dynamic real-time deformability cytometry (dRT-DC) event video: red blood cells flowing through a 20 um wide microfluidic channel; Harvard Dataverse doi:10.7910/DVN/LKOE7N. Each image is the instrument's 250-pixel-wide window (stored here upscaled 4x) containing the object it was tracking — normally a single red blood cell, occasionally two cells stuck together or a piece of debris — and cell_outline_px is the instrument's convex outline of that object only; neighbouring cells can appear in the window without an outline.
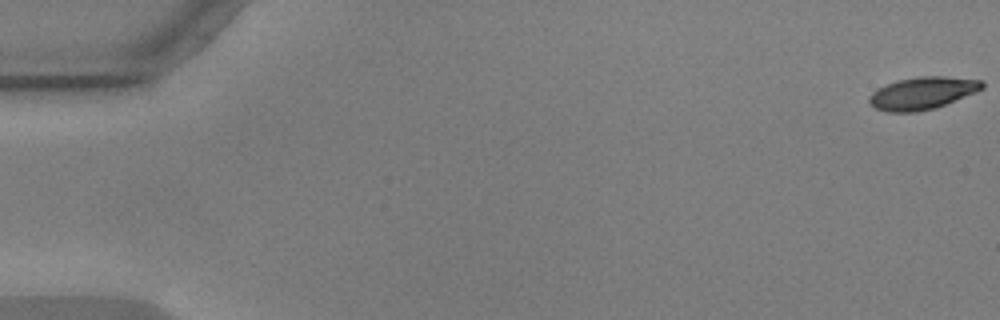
{"species": "common noctule bat (a hibernating species)", "species_latin": "Nyctalus noctula", "temperature_condition": "warm", "stored_images_in_passage": 57, "camera_frame_rate_fps": 3000, "um_per_image_px": 0.085, "animal": {"sex": "male", "body_mass_g": 17.9, "forearm_length_mm": 54.2}, "frame": {"image": 1, "passage_image": 1, "time_ms": 0.0, "image_size_px": [1000, 320], "cell_outline_px": [[984, 88], [976, 92], [936, 108], [916, 112], [888, 112], [876, 108], [868, 104], [868, 96], [876, 88], [896, 80], [916, 76], [944, 76], [984, 80]], "centroid_in_image_um": [78.38, 7.91], "position_along_channel_um": 6.6, "area_um2": 21.68}}
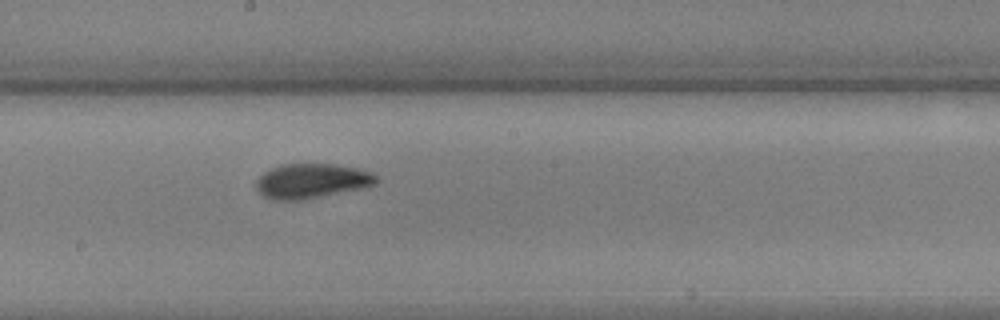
{"frame": {"image": 2, "passage_image": 32, "time_ms": 10.333, "image_size_px": [1000, 320], "cell_outline_px": [[380, 180], [376, 184], [364, 188], [304, 200], [272, 200], [264, 196], [256, 188], [256, 180], [264, 172], [280, 164], [332, 164], [356, 168], [372, 172]], "centroid_in_image_um": [26.51, 15.39], "position_along_channel_um": 221.7, "area_um2": 24.45}}
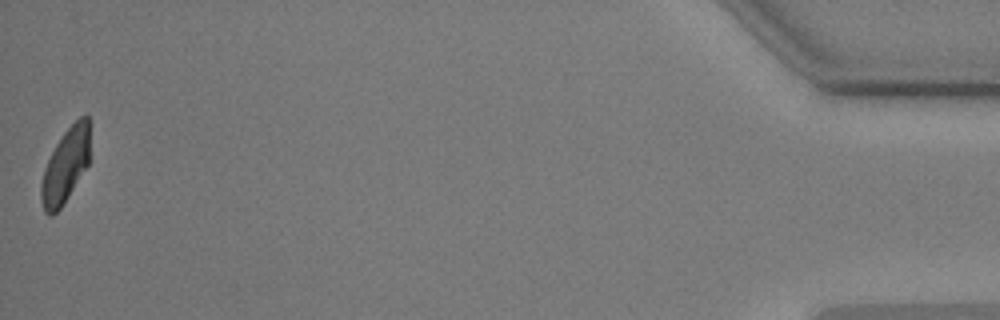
{"frame": {"image": 3, "passage_image": 57, "time_ms": 18.667, "image_size_px": [1000, 320], "cell_outline_px": [[88, 164], [68, 196], [60, 208], [52, 216], [48, 216], [44, 212], [40, 200], [40, 184], [44, 168], [56, 144], [64, 132], [80, 116], [88, 116]], "centroid_in_image_um": [5.51, 14.13], "position_along_channel_um": 429.7, "area_um2": 20.69}, "authors_computed_cell_mechanics": {"area_um2": 22.7732, "velocity_mm_per_s": 3.5852, "shape_relaxation_time_tau1_ms": 3.4476, "shape_relaxation_time_tau2_ms": 1.9159, "deformation_change_tau1": 0.1487, "deformation_change_tau2": 0.0698}}